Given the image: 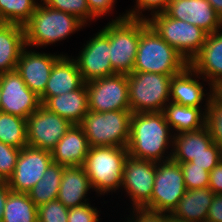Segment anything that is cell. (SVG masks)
Segmentation results:
<instances>
[{
  "instance_id": "1",
  "label": "cell",
  "mask_w": 222,
  "mask_h": 222,
  "mask_svg": "<svg viewBox=\"0 0 222 222\" xmlns=\"http://www.w3.org/2000/svg\"><path fill=\"white\" fill-rule=\"evenodd\" d=\"M170 129L163 112L132 113L130 137L126 147L128 155L155 162L170 160L171 152L170 156L161 160L165 157L163 155L169 142L173 141Z\"/></svg>"
},
{
  "instance_id": "2",
  "label": "cell",
  "mask_w": 222,
  "mask_h": 222,
  "mask_svg": "<svg viewBox=\"0 0 222 222\" xmlns=\"http://www.w3.org/2000/svg\"><path fill=\"white\" fill-rule=\"evenodd\" d=\"M188 62L155 30L140 19V36L132 72H149L169 76L180 73Z\"/></svg>"
},
{
  "instance_id": "3",
  "label": "cell",
  "mask_w": 222,
  "mask_h": 222,
  "mask_svg": "<svg viewBox=\"0 0 222 222\" xmlns=\"http://www.w3.org/2000/svg\"><path fill=\"white\" fill-rule=\"evenodd\" d=\"M84 25L82 20L72 14L38 4L30 19L23 25L26 47L53 44L77 29L80 30Z\"/></svg>"
},
{
  "instance_id": "4",
  "label": "cell",
  "mask_w": 222,
  "mask_h": 222,
  "mask_svg": "<svg viewBox=\"0 0 222 222\" xmlns=\"http://www.w3.org/2000/svg\"><path fill=\"white\" fill-rule=\"evenodd\" d=\"M128 156V150L124 147H89L82 167L90 179L92 189L101 195L119 189Z\"/></svg>"
},
{
  "instance_id": "5",
  "label": "cell",
  "mask_w": 222,
  "mask_h": 222,
  "mask_svg": "<svg viewBox=\"0 0 222 222\" xmlns=\"http://www.w3.org/2000/svg\"><path fill=\"white\" fill-rule=\"evenodd\" d=\"M130 110L88 111L80 123L89 147H127L130 137Z\"/></svg>"
},
{
  "instance_id": "6",
  "label": "cell",
  "mask_w": 222,
  "mask_h": 222,
  "mask_svg": "<svg viewBox=\"0 0 222 222\" xmlns=\"http://www.w3.org/2000/svg\"><path fill=\"white\" fill-rule=\"evenodd\" d=\"M128 77L132 113L163 112L170 100L172 76L149 72H132ZM165 104V105H164Z\"/></svg>"
},
{
  "instance_id": "7",
  "label": "cell",
  "mask_w": 222,
  "mask_h": 222,
  "mask_svg": "<svg viewBox=\"0 0 222 222\" xmlns=\"http://www.w3.org/2000/svg\"><path fill=\"white\" fill-rule=\"evenodd\" d=\"M102 31L109 37L113 74L132 73L139 43L140 19L122 15L112 20Z\"/></svg>"
},
{
  "instance_id": "8",
  "label": "cell",
  "mask_w": 222,
  "mask_h": 222,
  "mask_svg": "<svg viewBox=\"0 0 222 222\" xmlns=\"http://www.w3.org/2000/svg\"><path fill=\"white\" fill-rule=\"evenodd\" d=\"M151 15L147 23L189 64L204 45L207 33L187 21L171 18L165 12Z\"/></svg>"
},
{
  "instance_id": "9",
  "label": "cell",
  "mask_w": 222,
  "mask_h": 222,
  "mask_svg": "<svg viewBox=\"0 0 222 222\" xmlns=\"http://www.w3.org/2000/svg\"><path fill=\"white\" fill-rule=\"evenodd\" d=\"M186 191L183 172L178 162L172 159L156 162L151 201L144 209L169 214L177 206Z\"/></svg>"
},
{
  "instance_id": "10",
  "label": "cell",
  "mask_w": 222,
  "mask_h": 222,
  "mask_svg": "<svg viewBox=\"0 0 222 222\" xmlns=\"http://www.w3.org/2000/svg\"><path fill=\"white\" fill-rule=\"evenodd\" d=\"M89 111L130 110L128 77L113 74L86 83Z\"/></svg>"
},
{
  "instance_id": "11",
  "label": "cell",
  "mask_w": 222,
  "mask_h": 222,
  "mask_svg": "<svg viewBox=\"0 0 222 222\" xmlns=\"http://www.w3.org/2000/svg\"><path fill=\"white\" fill-rule=\"evenodd\" d=\"M72 124L41 105L26 119L27 146L51 152Z\"/></svg>"
},
{
  "instance_id": "12",
  "label": "cell",
  "mask_w": 222,
  "mask_h": 222,
  "mask_svg": "<svg viewBox=\"0 0 222 222\" xmlns=\"http://www.w3.org/2000/svg\"><path fill=\"white\" fill-rule=\"evenodd\" d=\"M1 112L27 119L42 104L40 97L31 91L15 69L0 73Z\"/></svg>"
},
{
  "instance_id": "13",
  "label": "cell",
  "mask_w": 222,
  "mask_h": 222,
  "mask_svg": "<svg viewBox=\"0 0 222 222\" xmlns=\"http://www.w3.org/2000/svg\"><path fill=\"white\" fill-rule=\"evenodd\" d=\"M156 174V162L131 156L125 161L122 187L133 201L134 208H144L152 197Z\"/></svg>"
},
{
  "instance_id": "14",
  "label": "cell",
  "mask_w": 222,
  "mask_h": 222,
  "mask_svg": "<svg viewBox=\"0 0 222 222\" xmlns=\"http://www.w3.org/2000/svg\"><path fill=\"white\" fill-rule=\"evenodd\" d=\"M53 162L51 152L25 146L20 150L12 177L7 181L14 192L28 193Z\"/></svg>"
},
{
  "instance_id": "15",
  "label": "cell",
  "mask_w": 222,
  "mask_h": 222,
  "mask_svg": "<svg viewBox=\"0 0 222 222\" xmlns=\"http://www.w3.org/2000/svg\"><path fill=\"white\" fill-rule=\"evenodd\" d=\"M75 61L85 83L113 75L109 37L102 30L98 32L87 42Z\"/></svg>"
},
{
  "instance_id": "16",
  "label": "cell",
  "mask_w": 222,
  "mask_h": 222,
  "mask_svg": "<svg viewBox=\"0 0 222 222\" xmlns=\"http://www.w3.org/2000/svg\"><path fill=\"white\" fill-rule=\"evenodd\" d=\"M164 12L173 19L196 25L207 34L222 26V19L207 0H170Z\"/></svg>"
},
{
  "instance_id": "17",
  "label": "cell",
  "mask_w": 222,
  "mask_h": 222,
  "mask_svg": "<svg viewBox=\"0 0 222 222\" xmlns=\"http://www.w3.org/2000/svg\"><path fill=\"white\" fill-rule=\"evenodd\" d=\"M25 50H27L26 47L19 57L16 70L20 73L26 86L40 96L46 88L55 62L62 55L42 54Z\"/></svg>"
},
{
  "instance_id": "18",
  "label": "cell",
  "mask_w": 222,
  "mask_h": 222,
  "mask_svg": "<svg viewBox=\"0 0 222 222\" xmlns=\"http://www.w3.org/2000/svg\"><path fill=\"white\" fill-rule=\"evenodd\" d=\"M216 31L207 34L206 40L197 55L189 65L196 71V76L205 75L202 78L209 79L210 90L219 80H222V33ZM206 78V79H205Z\"/></svg>"
},
{
  "instance_id": "19",
  "label": "cell",
  "mask_w": 222,
  "mask_h": 222,
  "mask_svg": "<svg viewBox=\"0 0 222 222\" xmlns=\"http://www.w3.org/2000/svg\"><path fill=\"white\" fill-rule=\"evenodd\" d=\"M84 80L75 59L62 55L54 64L44 92L39 96L41 104L49 97L79 89Z\"/></svg>"
},
{
  "instance_id": "20",
  "label": "cell",
  "mask_w": 222,
  "mask_h": 222,
  "mask_svg": "<svg viewBox=\"0 0 222 222\" xmlns=\"http://www.w3.org/2000/svg\"><path fill=\"white\" fill-rule=\"evenodd\" d=\"M89 144L80 124H72L51 151L53 163L64 167L82 166Z\"/></svg>"
},
{
  "instance_id": "21",
  "label": "cell",
  "mask_w": 222,
  "mask_h": 222,
  "mask_svg": "<svg viewBox=\"0 0 222 222\" xmlns=\"http://www.w3.org/2000/svg\"><path fill=\"white\" fill-rule=\"evenodd\" d=\"M42 105L71 124H80L89 111L86 83L74 91L49 97Z\"/></svg>"
},
{
  "instance_id": "22",
  "label": "cell",
  "mask_w": 222,
  "mask_h": 222,
  "mask_svg": "<svg viewBox=\"0 0 222 222\" xmlns=\"http://www.w3.org/2000/svg\"><path fill=\"white\" fill-rule=\"evenodd\" d=\"M91 188L90 179L82 166L64 167L57 200L67 208L85 205V195Z\"/></svg>"
},
{
  "instance_id": "23",
  "label": "cell",
  "mask_w": 222,
  "mask_h": 222,
  "mask_svg": "<svg viewBox=\"0 0 222 222\" xmlns=\"http://www.w3.org/2000/svg\"><path fill=\"white\" fill-rule=\"evenodd\" d=\"M174 136V141L171 143L173 147L171 159L175 162L188 163L200 154L210 153V145L213 143V139L206 125L200 129L182 132Z\"/></svg>"
},
{
  "instance_id": "24",
  "label": "cell",
  "mask_w": 222,
  "mask_h": 222,
  "mask_svg": "<svg viewBox=\"0 0 222 222\" xmlns=\"http://www.w3.org/2000/svg\"><path fill=\"white\" fill-rule=\"evenodd\" d=\"M214 196L209 187L187 190L170 214L182 220L206 222L208 208Z\"/></svg>"
},
{
  "instance_id": "25",
  "label": "cell",
  "mask_w": 222,
  "mask_h": 222,
  "mask_svg": "<svg viewBox=\"0 0 222 222\" xmlns=\"http://www.w3.org/2000/svg\"><path fill=\"white\" fill-rule=\"evenodd\" d=\"M26 47L24 27L19 24L0 25V73L15 70Z\"/></svg>"
},
{
  "instance_id": "26",
  "label": "cell",
  "mask_w": 222,
  "mask_h": 222,
  "mask_svg": "<svg viewBox=\"0 0 222 222\" xmlns=\"http://www.w3.org/2000/svg\"><path fill=\"white\" fill-rule=\"evenodd\" d=\"M196 71L190 65L186 66L180 73L173 75L170 81V96L172 102L189 107L200 108L204 97L203 86L199 81L193 79Z\"/></svg>"
},
{
  "instance_id": "27",
  "label": "cell",
  "mask_w": 222,
  "mask_h": 222,
  "mask_svg": "<svg viewBox=\"0 0 222 222\" xmlns=\"http://www.w3.org/2000/svg\"><path fill=\"white\" fill-rule=\"evenodd\" d=\"M165 105L163 113L170 128L175 129L177 134L200 129L205 126L206 117L200 108L180 105L175 102H169ZM203 117H202V116Z\"/></svg>"
},
{
  "instance_id": "28",
  "label": "cell",
  "mask_w": 222,
  "mask_h": 222,
  "mask_svg": "<svg viewBox=\"0 0 222 222\" xmlns=\"http://www.w3.org/2000/svg\"><path fill=\"white\" fill-rule=\"evenodd\" d=\"M63 169L64 166L52 162L41 180L28 192L30 199L37 207L57 200Z\"/></svg>"
},
{
  "instance_id": "29",
  "label": "cell",
  "mask_w": 222,
  "mask_h": 222,
  "mask_svg": "<svg viewBox=\"0 0 222 222\" xmlns=\"http://www.w3.org/2000/svg\"><path fill=\"white\" fill-rule=\"evenodd\" d=\"M2 222H38V207L28 193L10 191L5 204Z\"/></svg>"
},
{
  "instance_id": "30",
  "label": "cell",
  "mask_w": 222,
  "mask_h": 222,
  "mask_svg": "<svg viewBox=\"0 0 222 222\" xmlns=\"http://www.w3.org/2000/svg\"><path fill=\"white\" fill-rule=\"evenodd\" d=\"M0 141L18 149L27 146L26 119L0 112Z\"/></svg>"
},
{
  "instance_id": "31",
  "label": "cell",
  "mask_w": 222,
  "mask_h": 222,
  "mask_svg": "<svg viewBox=\"0 0 222 222\" xmlns=\"http://www.w3.org/2000/svg\"><path fill=\"white\" fill-rule=\"evenodd\" d=\"M34 0H0L2 23L24 25L37 7Z\"/></svg>"
},
{
  "instance_id": "32",
  "label": "cell",
  "mask_w": 222,
  "mask_h": 222,
  "mask_svg": "<svg viewBox=\"0 0 222 222\" xmlns=\"http://www.w3.org/2000/svg\"><path fill=\"white\" fill-rule=\"evenodd\" d=\"M207 98V108H205V125L210 133L213 142L222 149V104L213 96L212 92Z\"/></svg>"
},
{
  "instance_id": "33",
  "label": "cell",
  "mask_w": 222,
  "mask_h": 222,
  "mask_svg": "<svg viewBox=\"0 0 222 222\" xmlns=\"http://www.w3.org/2000/svg\"><path fill=\"white\" fill-rule=\"evenodd\" d=\"M42 4L47 5L53 9L72 14L87 23L86 20L90 18L93 20L96 17L90 12L87 0H41Z\"/></svg>"
},
{
  "instance_id": "34",
  "label": "cell",
  "mask_w": 222,
  "mask_h": 222,
  "mask_svg": "<svg viewBox=\"0 0 222 222\" xmlns=\"http://www.w3.org/2000/svg\"><path fill=\"white\" fill-rule=\"evenodd\" d=\"M183 172L184 182L187 190L208 188L209 187V173L206 169L195 164L179 163Z\"/></svg>"
},
{
  "instance_id": "35",
  "label": "cell",
  "mask_w": 222,
  "mask_h": 222,
  "mask_svg": "<svg viewBox=\"0 0 222 222\" xmlns=\"http://www.w3.org/2000/svg\"><path fill=\"white\" fill-rule=\"evenodd\" d=\"M69 208L59 200L38 206V222H68Z\"/></svg>"
},
{
  "instance_id": "36",
  "label": "cell",
  "mask_w": 222,
  "mask_h": 222,
  "mask_svg": "<svg viewBox=\"0 0 222 222\" xmlns=\"http://www.w3.org/2000/svg\"><path fill=\"white\" fill-rule=\"evenodd\" d=\"M20 150L0 141V181H8L14 172Z\"/></svg>"
},
{
  "instance_id": "37",
  "label": "cell",
  "mask_w": 222,
  "mask_h": 222,
  "mask_svg": "<svg viewBox=\"0 0 222 222\" xmlns=\"http://www.w3.org/2000/svg\"><path fill=\"white\" fill-rule=\"evenodd\" d=\"M222 160V149L216 144L210 145V153H203L194 157L190 162L210 172Z\"/></svg>"
},
{
  "instance_id": "38",
  "label": "cell",
  "mask_w": 222,
  "mask_h": 222,
  "mask_svg": "<svg viewBox=\"0 0 222 222\" xmlns=\"http://www.w3.org/2000/svg\"><path fill=\"white\" fill-rule=\"evenodd\" d=\"M170 0H137L136 1V8H134L133 10H131L130 12L128 11V13L124 14L125 17L127 18H134V19H145L147 20L148 18L146 17H140L141 14L139 13L142 9L144 10H152L154 14H159V13H163L168 4H169ZM160 8V9H159ZM140 9V10H139ZM154 9H158L157 11H154ZM140 14V15H139Z\"/></svg>"
},
{
  "instance_id": "39",
  "label": "cell",
  "mask_w": 222,
  "mask_h": 222,
  "mask_svg": "<svg viewBox=\"0 0 222 222\" xmlns=\"http://www.w3.org/2000/svg\"><path fill=\"white\" fill-rule=\"evenodd\" d=\"M98 217V211L88 202L82 206L69 208L68 212V222H99Z\"/></svg>"
},
{
  "instance_id": "40",
  "label": "cell",
  "mask_w": 222,
  "mask_h": 222,
  "mask_svg": "<svg viewBox=\"0 0 222 222\" xmlns=\"http://www.w3.org/2000/svg\"><path fill=\"white\" fill-rule=\"evenodd\" d=\"M133 210V214L135 211V213H137L134 214L136 218L134 220L133 217V221L128 220L127 222H169V215L166 213L151 211L144 208H134Z\"/></svg>"
},
{
  "instance_id": "41",
  "label": "cell",
  "mask_w": 222,
  "mask_h": 222,
  "mask_svg": "<svg viewBox=\"0 0 222 222\" xmlns=\"http://www.w3.org/2000/svg\"><path fill=\"white\" fill-rule=\"evenodd\" d=\"M115 0H87L88 7L90 12L95 17H100L111 11L113 8Z\"/></svg>"
},
{
  "instance_id": "42",
  "label": "cell",
  "mask_w": 222,
  "mask_h": 222,
  "mask_svg": "<svg viewBox=\"0 0 222 222\" xmlns=\"http://www.w3.org/2000/svg\"><path fill=\"white\" fill-rule=\"evenodd\" d=\"M206 222H222V194H215L208 208Z\"/></svg>"
},
{
  "instance_id": "43",
  "label": "cell",
  "mask_w": 222,
  "mask_h": 222,
  "mask_svg": "<svg viewBox=\"0 0 222 222\" xmlns=\"http://www.w3.org/2000/svg\"><path fill=\"white\" fill-rule=\"evenodd\" d=\"M209 188L214 194H222V160L209 173Z\"/></svg>"
},
{
  "instance_id": "44",
  "label": "cell",
  "mask_w": 222,
  "mask_h": 222,
  "mask_svg": "<svg viewBox=\"0 0 222 222\" xmlns=\"http://www.w3.org/2000/svg\"><path fill=\"white\" fill-rule=\"evenodd\" d=\"M10 191L8 182L0 181V222H2L5 204Z\"/></svg>"
},
{
  "instance_id": "45",
  "label": "cell",
  "mask_w": 222,
  "mask_h": 222,
  "mask_svg": "<svg viewBox=\"0 0 222 222\" xmlns=\"http://www.w3.org/2000/svg\"><path fill=\"white\" fill-rule=\"evenodd\" d=\"M212 96L222 104V80L212 86Z\"/></svg>"
},
{
  "instance_id": "46",
  "label": "cell",
  "mask_w": 222,
  "mask_h": 222,
  "mask_svg": "<svg viewBox=\"0 0 222 222\" xmlns=\"http://www.w3.org/2000/svg\"><path fill=\"white\" fill-rule=\"evenodd\" d=\"M217 15L222 19V0H207Z\"/></svg>"
},
{
  "instance_id": "47",
  "label": "cell",
  "mask_w": 222,
  "mask_h": 222,
  "mask_svg": "<svg viewBox=\"0 0 222 222\" xmlns=\"http://www.w3.org/2000/svg\"><path fill=\"white\" fill-rule=\"evenodd\" d=\"M169 222H191V221L175 218L169 213Z\"/></svg>"
},
{
  "instance_id": "48",
  "label": "cell",
  "mask_w": 222,
  "mask_h": 222,
  "mask_svg": "<svg viewBox=\"0 0 222 222\" xmlns=\"http://www.w3.org/2000/svg\"><path fill=\"white\" fill-rule=\"evenodd\" d=\"M0 98H1V83H0ZM0 112H1V109H0Z\"/></svg>"
}]
</instances>
